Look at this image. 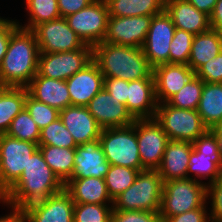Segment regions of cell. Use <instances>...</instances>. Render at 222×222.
Returning <instances> with one entry per match:
<instances>
[{
  "label": "cell",
  "mask_w": 222,
  "mask_h": 222,
  "mask_svg": "<svg viewBox=\"0 0 222 222\" xmlns=\"http://www.w3.org/2000/svg\"><path fill=\"white\" fill-rule=\"evenodd\" d=\"M207 199L211 201V222H222V176L216 181L207 184Z\"/></svg>",
  "instance_id": "60d3db41"
},
{
  "label": "cell",
  "mask_w": 222,
  "mask_h": 222,
  "mask_svg": "<svg viewBox=\"0 0 222 222\" xmlns=\"http://www.w3.org/2000/svg\"><path fill=\"white\" fill-rule=\"evenodd\" d=\"M69 27L90 46L103 42L109 12L105 0H95L82 10L65 17Z\"/></svg>",
  "instance_id": "8fae6325"
},
{
  "label": "cell",
  "mask_w": 222,
  "mask_h": 222,
  "mask_svg": "<svg viewBox=\"0 0 222 222\" xmlns=\"http://www.w3.org/2000/svg\"><path fill=\"white\" fill-rule=\"evenodd\" d=\"M197 112L208 129L222 120V83L204 82Z\"/></svg>",
  "instance_id": "83f0119b"
},
{
  "label": "cell",
  "mask_w": 222,
  "mask_h": 222,
  "mask_svg": "<svg viewBox=\"0 0 222 222\" xmlns=\"http://www.w3.org/2000/svg\"><path fill=\"white\" fill-rule=\"evenodd\" d=\"M222 51V35L212 28L194 35L188 66L195 72Z\"/></svg>",
  "instance_id": "4316f807"
},
{
  "label": "cell",
  "mask_w": 222,
  "mask_h": 222,
  "mask_svg": "<svg viewBox=\"0 0 222 222\" xmlns=\"http://www.w3.org/2000/svg\"><path fill=\"white\" fill-rule=\"evenodd\" d=\"M176 27L171 16L164 10L153 15L147 37L142 46L150 66L169 63V51Z\"/></svg>",
  "instance_id": "5bb4252c"
},
{
  "label": "cell",
  "mask_w": 222,
  "mask_h": 222,
  "mask_svg": "<svg viewBox=\"0 0 222 222\" xmlns=\"http://www.w3.org/2000/svg\"><path fill=\"white\" fill-rule=\"evenodd\" d=\"M193 150L190 153L187 178L197 181L208 179L209 183L216 181L222 176L221 158L219 154V142L217 137L208 129L193 143ZM200 179V180H198Z\"/></svg>",
  "instance_id": "9c48e42d"
},
{
  "label": "cell",
  "mask_w": 222,
  "mask_h": 222,
  "mask_svg": "<svg viewBox=\"0 0 222 222\" xmlns=\"http://www.w3.org/2000/svg\"><path fill=\"white\" fill-rule=\"evenodd\" d=\"M44 160L58 178L65 183L74 170L75 148L38 145Z\"/></svg>",
  "instance_id": "4dcf8cb0"
},
{
  "label": "cell",
  "mask_w": 222,
  "mask_h": 222,
  "mask_svg": "<svg viewBox=\"0 0 222 222\" xmlns=\"http://www.w3.org/2000/svg\"><path fill=\"white\" fill-rule=\"evenodd\" d=\"M165 10L171 16L177 29L197 35L211 28L209 16L199 11L187 0L166 2Z\"/></svg>",
  "instance_id": "603a6c76"
},
{
  "label": "cell",
  "mask_w": 222,
  "mask_h": 222,
  "mask_svg": "<svg viewBox=\"0 0 222 222\" xmlns=\"http://www.w3.org/2000/svg\"><path fill=\"white\" fill-rule=\"evenodd\" d=\"M27 90L34 99L56 108L58 111L71 106L66 81L34 76L27 86Z\"/></svg>",
  "instance_id": "d4e9b609"
},
{
  "label": "cell",
  "mask_w": 222,
  "mask_h": 222,
  "mask_svg": "<svg viewBox=\"0 0 222 222\" xmlns=\"http://www.w3.org/2000/svg\"><path fill=\"white\" fill-rule=\"evenodd\" d=\"M217 138H222V120L209 129Z\"/></svg>",
  "instance_id": "f907efd6"
},
{
  "label": "cell",
  "mask_w": 222,
  "mask_h": 222,
  "mask_svg": "<svg viewBox=\"0 0 222 222\" xmlns=\"http://www.w3.org/2000/svg\"><path fill=\"white\" fill-rule=\"evenodd\" d=\"M32 31L36 36L40 53L69 52L86 45L62 17L41 23Z\"/></svg>",
  "instance_id": "4fadbf2b"
},
{
  "label": "cell",
  "mask_w": 222,
  "mask_h": 222,
  "mask_svg": "<svg viewBox=\"0 0 222 222\" xmlns=\"http://www.w3.org/2000/svg\"><path fill=\"white\" fill-rule=\"evenodd\" d=\"M194 73L203 82L222 83V51L201 65Z\"/></svg>",
  "instance_id": "ab89813d"
},
{
  "label": "cell",
  "mask_w": 222,
  "mask_h": 222,
  "mask_svg": "<svg viewBox=\"0 0 222 222\" xmlns=\"http://www.w3.org/2000/svg\"><path fill=\"white\" fill-rule=\"evenodd\" d=\"M9 206L11 207L12 212H10L9 215L0 216V222H26L24 209L12 205Z\"/></svg>",
  "instance_id": "c3c4849f"
},
{
  "label": "cell",
  "mask_w": 222,
  "mask_h": 222,
  "mask_svg": "<svg viewBox=\"0 0 222 222\" xmlns=\"http://www.w3.org/2000/svg\"><path fill=\"white\" fill-rule=\"evenodd\" d=\"M75 203L63 189L24 209L26 222H73Z\"/></svg>",
  "instance_id": "e0dca14e"
},
{
  "label": "cell",
  "mask_w": 222,
  "mask_h": 222,
  "mask_svg": "<svg viewBox=\"0 0 222 222\" xmlns=\"http://www.w3.org/2000/svg\"><path fill=\"white\" fill-rule=\"evenodd\" d=\"M59 118L77 146L99 139L102 128L84 106H68L59 111Z\"/></svg>",
  "instance_id": "44dd1931"
},
{
  "label": "cell",
  "mask_w": 222,
  "mask_h": 222,
  "mask_svg": "<svg viewBox=\"0 0 222 222\" xmlns=\"http://www.w3.org/2000/svg\"><path fill=\"white\" fill-rule=\"evenodd\" d=\"M219 142V154L221 158V166H222V138H217Z\"/></svg>",
  "instance_id": "816d5d0a"
},
{
  "label": "cell",
  "mask_w": 222,
  "mask_h": 222,
  "mask_svg": "<svg viewBox=\"0 0 222 222\" xmlns=\"http://www.w3.org/2000/svg\"><path fill=\"white\" fill-rule=\"evenodd\" d=\"M127 97L126 108L135 120L155 117L158 103L155 97L154 78L128 81Z\"/></svg>",
  "instance_id": "7402d4cb"
},
{
  "label": "cell",
  "mask_w": 222,
  "mask_h": 222,
  "mask_svg": "<svg viewBox=\"0 0 222 222\" xmlns=\"http://www.w3.org/2000/svg\"><path fill=\"white\" fill-rule=\"evenodd\" d=\"M132 125L136 130L142 167L157 170L161 165L169 141L167 134L155 118L136 119Z\"/></svg>",
  "instance_id": "7c38bea8"
},
{
  "label": "cell",
  "mask_w": 222,
  "mask_h": 222,
  "mask_svg": "<svg viewBox=\"0 0 222 222\" xmlns=\"http://www.w3.org/2000/svg\"><path fill=\"white\" fill-rule=\"evenodd\" d=\"M72 106L86 107L90 100L104 88V76L92 61L84 69L66 80Z\"/></svg>",
  "instance_id": "ffe728a7"
},
{
  "label": "cell",
  "mask_w": 222,
  "mask_h": 222,
  "mask_svg": "<svg viewBox=\"0 0 222 222\" xmlns=\"http://www.w3.org/2000/svg\"><path fill=\"white\" fill-rule=\"evenodd\" d=\"M99 140L110 165L145 170L140 160L136 130L133 125L102 129Z\"/></svg>",
  "instance_id": "8992f818"
},
{
  "label": "cell",
  "mask_w": 222,
  "mask_h": 222,
  "mask_svg": "<svg viewBox=\"0 0 222 222\" xmlns=\"http://www.w3.org/2000/svg\"><path fill=\"white\" fill-rule=\"evenodd\" d=\"M25 108L40 130L59 118V111L56 108L34 99L29 93L26 95Z\"/></svg>",
  "instance_id": "f35d334b"
},
{
  "label": "cell",
  "mask_w": 222,
  "mask_h": 222,
  "mask_svg": "<svg viewBox=\"0 0 222 222\" xmlns=\"http://www.w3.org/2000/svg\"><path fill=\"white\" fill-rule=\"evenodd\" d=\"M154 118L169 140L193 143L208 130L197 110L176 108L166 102L157 104Z\"/></svg>",
  "instance_id": "52a82bcc"
},
{
  "label": "cell",
  "mask_w": 222,
  "mask_h": 222,
  "mask_svg": "<svg viewBox=\"0 0 222 222\" xmlns=\"http://www.w3.org/2000/svg\"><path fill=\"white\" fill-rule=\"evenodd\" d=\"M110 163L106 160L100 140L86 142L75 148L74 170L68 180L75 178H104Z\"/></svg>",
  "instance_id": "d6986e66"
},
{
  "label": "cell",
  "mask_w": 222,
  "mask_h": 222,
  "mask_svg": "<svg viewBox=\"0 0 222 222\" xmlns=\"http://www.w3.org/2000/svg\"><path fill=\"white\" fill-rule=\"evenodd\" d=\"M95 0H57L58 10L62 18L74 14L89 6Z\"/></svg>",
  "instance_id": "bcb514c9"
},
{
  "label": "cell",
  "mask_w": 222,
  "mask_h": 222,
  "mask_svg": "<svg viewBox=\"0 0 222 222\" xmlns=\"http://www.w3.org/2000/svg\"><path fill=\"white\" fill-rule=\"evenodd\" d=\"M28 10V23L19 27L33 30L37 25L61 18L57 0H25Z\"/></svg>",
  "instance_id": "1f68e13d"
},
{
  "label": "cell",
  "mask_w": 222,
  "mask_h": 222,
  "mask_svg": "<svg viewBox=\"0 0 222 222\" xmlns=\"http://www.w3.org/2000/svg\"><path fill=\"white\" fill-rule=\"evenodd\" d=\"M111 222H162L159 212L113 210Z\"/></svg>",
  "instance_id": "b9f144b4"
},
{
  "label": "cell",
  "mask_w": 222,
  "mask_h": 222,
  "mask_svg": "<svg viewBox=\"0 0 222 222\" xmlns=\"http://www.w3.org/2000/svg\"><path fill=\"white\" fill-rule=\"evenodd\" d=\"M153 15L132 17L109 16L103 42L122 46L142 47L147 37Z\"/></svg>",
  "instance_id": "9a60e30c"
},
{
  "label": "cell",
  "mask_w": 222,
  "mask_h": 222,
  "mask_svg": "<svg viewBox=\"0 0 222 222\" xmlns=\"http://www.w3.org/2000/svg\"><path fill=\"white\" fill-rule=\"evenodd\" d=\"M192 142L169 140L161 162L157 169L163 182L187 178Z\"/></svg>",
  "instance_id": "cb8c5ba5"
},
{
  "label": "cell",
  "mask_w": 222,
  "mask_h": 222,
  "mask_svg": "<svg viewBox=\"0 0 222 222\" xmlns=\"http://www.w3.org/2000/svg\"><path fill=\"white\" fill-rule=\"evenodd\" d=\"M191 3L195 8L199 11L207 14L208 16L211 15L214 6L216 5L217 0H187Z\"/></svg>",
  "instance_id": "681fc988"
},
{
  "label": "cell",
  "mask_w": 222,
  "mask_h": 222,
  "mask_svg": "<svg viewBox=\"0 0 222 222\" xmlns=\"http://www.w3.org/2000/svg\"><path fill=\"white\" fill-rule=\"evenodd\" d=\"M206 207L196 208L171 217H160L162 222H211Z\"/></svg>",
  "instance_id": "ee69618b"
},
{
  "label": "cell",
  "mask_w": 222,
  "mask_h": 222,
  "mask_svg": "<svg viewBox=\"0 0 222 222\" xmlns=\"http://www.w3.org/2000/svg\"><path fill=\"white\" fill-rule=\"evenodd\" d=\"M93 61L104 78L115 77L127 81L154 78L153 68L142 47L101 42L93 46Z\"/></svg>",
  "instance_id": "3957f363"
},
{
  "label": "cell",
  "mask_w": 222,
  "mask_h": 222,
  "mask_svg": "<svg viewBox=\"0 0 222 222\" xmlns=\"http://www.w3.org/2000/svg\"><path fill=\"white\" fill-rule=\"evenodd\" d=\"M64 189L69 193L75 204H111L104 178L87 177L67 180ZM107 202V203H106Z\"/></svg>",
  "instance_id": "484cf974"
},
{
  "label": "cell",
  "mask_w": 222,
  "mask_h": 222,
  "mask_svg": "<svg viewBox=\"0 0 222 222\" xmlns=\"http://www.w3.org/2000/svg\"><path fill=\"white\" fill-rule=\"evenodd\" d=\"M38 145H50L62 148L77 147L72 135L64 126L60 118H57L48 126L40 130V139Z\"/></svg>",
  "instance_id": "d590c367"
},
{
  "label": "cell",
  "mask_w": 222,
  "mask_h": 222,
  "mask_svg": "<svg viewBox=\"0 0 222 222\" xmlns=\"http://www.w3.org/2000/svg\"><path fill=\"white\" fill-rule=\"evenodd\" d=\"M162 191L158 170H142L134 183L113 200V210L160 212Z\"/></svg>",
  "instance_id": "277c9868"
},
{
  "label": "cell",
  "mask_w": 222,
  "mask_h": 222,
  "mask_svg": "<svg viewBox=\"0 0 222 222\" xmlns=\"http://www.w3.org/2000/svg\"><path fill=\"white\" fill-rule=\"evenodd\" d=\"M195 75L187 64L167 63L153 69L155 97L158 104L179 92Z\"/></svg>",
  "instance_id": "ac0fdd59"
},
{
  "label": "cell",
  "mask_w": 222,
  "mask_h": 222,
  "mask_svg": "<svg viewBox=\"0 0 222 222\" xmlns=\"http://www.w3.org/2000/svg\"><path fill=\"white\" fill-rule=\"evenodd\" d=\"M27 87H0V135L6 134L12 120L25 108Z\"/></svg>",
  "instance_id": "f1b7e54d"
},
{
  "label": "cell",
  "mask_w": 222,
  "mask_h": 222,
  "mask_svg": "<svg viewBox=\"0 0 222 222\" xmlns=\"http://www.w3.org/2000/svg\"><path fill=\"white\" fill-rule=\"evenodd\" d=\"M64 189L38 148L29 158L19 179L0 197V202L25 209Z\"/></svg>",
  "instance_id": "6da1fadb"
},
{
  "label": "cell",
  "mask_w": 222,
  "mask_h": 222,
  "mask_svg": "<svg viewBox=\"0 0 222 222\" xmlns=\"http://www.w3.org/2000/svg\"><path fill=\"white\" fill-rule=\"evenodd\" d=\"M38 144L0 135V197L19 179Z\"/></svg>",
  "instance_id": "ba28073f"
},
{
  "label": "cell",
  "mask_w": 222,
  "mask_h": 222,
  "mask_svg": "<svg viewBox=\"0 0 222 222\" xmlns=\"http://www.w3.org/2000/svg\"><path fill=\"white\" fill-rule=\"evenodd\" d=\"M194 35L185 30L175 29L169 51V63L187 64L191 54Z\"/></svg>",
  "instance_id": "74e56055"
},
{
  "label": "cell",
  "mask_w": 222,
  "mask_h": 222,
  "mask_svg": "<svg viewBox=\"0 0 222 222\" xmlns=\"http://www.w3.org/2000/svg\"><path fill=\"white\" fill-rule=\"evenodd\" d=\"M209 19L210 27L222 35V0H217Z\"/></svg>",
  "instance_id": "7dc6e473"
},
{
  "label": "cell",
  "mask_w": 222,
  "mask_h": 222,
  "mask_svg": "<svg viewBox=\"0 0 222 222\" xmlns=\"http://www.w3.org/2000/svg\"><path fill=\"white\" fill-rule=\"evenodd\" d=\"M92 61L93 47L87 44L69 52L39 53L38 72L35 76L66 81Z\"/></svg>",
  "instance_id": "30bf717a"
},
{
  "label": "cell",
  "mask_w": 222,
  "mask_h": 222,
  "mask_svg": "<svg viewBox=\"0 0 222 222\" xmlns=\"http://www.w3.org/2000/svg\"><path fill=\"white\" fill-rule=\"evenodd\" d=\"M111 17L156 15L165 10L164 0H105Z\"/></svg>",
  "instance_id": "f546056e"
},
{
  "label": "cell",
  "mask_w": 222,
  "mask_h": 222,
  "mask_svg": "<svg viewBox=\"0 0 222 222\" xmlns=\"http://www.w3.org/2000/svg\"><path fill=\"white\" fill-rule=\"evenodd\" d=\"M6 134L19 140L39 144L40 129L26 108L12 120Z\"/></svg>",
  "instance_id": "e575fe53"
},
{
  "label": "cell",
  "mask_w": 222,
  "mask_h": 222,
  "mask_svg": "<svg viewBox=\"0 0 222 222\" xmlns=\"http://www.w3.org/2000/svg\"><path fill=\"white\" fill-rule=\"evenodd\" d=\"M207 183L193 178L163 182L160 217H171L206 207Z\"/></svg>",
  "instance_id": "5b68a950"
},
{
  "label": "cell",
  "mask_w": 222,
  "mask_h": 222,
  "mask_svg": "<svg viewBox=\"0 0 222 222\" xmlns=\"http://www.w3.org/2000/svg\"><path fill=\"white\" fill-rule=\"evenodd\" d=\"M104 89L110 93L115 100L126 105L128 96V81L120 78H104Z\"/></svg>",
  "instance_id": "7bdbcfd3"
},
{
  "label": "cell",
  "mask_w": 222,
  "mask_h": 222,
  "mask_svg": "<svg viewBox=\"0 0 222 222\" xmlns=\"http://www.w3.org/2000/svg\"><path fill=\"white\" fill-rule=\"evenodd\" d=\"M39 53L34 32L18 27L0 65V87H27L38 72Z\"/></svg>",
  "instance_id": "7a4b0ae2"
},
{
  "label": "cell",
  "mask_w": 222,
  "mask_h": 222,
  "mask_svg": "<svg viewBox=\"0 0 222 222\" xmlns=\"http://www.w3.org/2000/svg\"><path fill=\"white\" fill-rule=\"evenodd\" d=\"M111 204H75L73 222H111Z\"/></svg>",
  "instance_id": "8d00e7d4"
},
{
  "label": "cell",
  "mask_w": 222,
  "mask_h": 222,
  "mask_svg": "<svg viewBox=\"0 0 222 222\" xmlns=\"http://www.w3.org/2000/svg\"><path fill=\"white\" fill-rule=\"evenodd\" d=\"M203 85L204 82L194 75L186 85L170 97L166 103L176 108L197 110Z\"/></svg>",
  "instance_id": "836d02e7"
},
{
  "label": "cell",
  "mask_w": 222,
  "mask_h": 222,
  "mask_svg": "<svg viewBox=\"0 0 222 222\" xmlns=\"http://www.w3.org/2000/svg\"><path fill=\"white\" fill-rule=\"evenodd\" d=\"M86 107L102 129L126 127L135 121L126 105L115 100L104 88L90 100Z\"/></svg>",
  "instance_id": "2e32d148"
},
{
  "label": "cell",
  "mask_w": 222,
  "mask_h": 222,
  "mask_svg": "<svg viewBox=\"0 0 222 222\" xmlns=\"http://www.w3.org/2000/svg\"><path fill=\"white\" fill-rule=\"evenodd\" d=\"M19 27V21L0 17V65L7 52L11 34Z\"/></svg>",
  "instance_id": "f6af8a7d"
},
{
  "label": "cell",
  "mask_w": 222,
  "mask_h": 222,
  "mask_svg": "<svg viewBox=\"0 0 222 222\" xmlns=\"http://www.w3.org/2000/svg\"><path fill=\"white\" fill-rule=\"evenodd\" d=\"M139 172L138 169L110 165L104 180L112 201L134 183Z\"/></svg>",
  "instance_id": "d6a6232c"
}]
</instances>
